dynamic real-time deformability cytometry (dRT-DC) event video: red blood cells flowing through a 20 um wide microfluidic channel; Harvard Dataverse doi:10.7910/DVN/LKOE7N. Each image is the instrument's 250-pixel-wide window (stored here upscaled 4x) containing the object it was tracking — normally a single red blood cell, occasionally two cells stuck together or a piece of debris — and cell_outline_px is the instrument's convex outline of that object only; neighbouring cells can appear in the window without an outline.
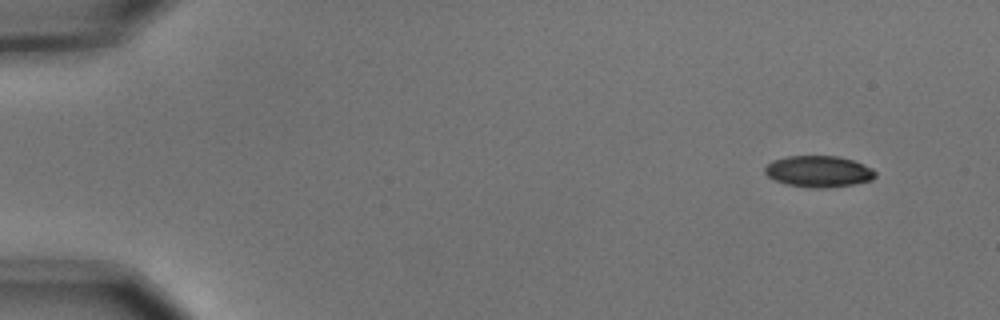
{"species": "common noctule bat (a hibernating species)", "species_latin": "Nyctalus noctula", "temperature_condition": "cold", "stored_images_in_passage": 9, "camera_frame_rate_fps": 3000, "um_per_image_px": 0.085, "animal": {"sex": "male", "body_mass_g": 15.6}, "frame": {"image": 1, "passage_image": 1, "time_ms": 0.0, "image_size_px": [1000, 320], "cell_outline_px": [[876, 176], [872, 180], [852, 184], [824, 188], [812, 188], [784, 184], [768, 176], [764, 172], [764, 168], [772, 160], [788, 156], [840, 156], [852, 160], [872, 168], [876, 172]], "centroid_in_image_um": [69.57, 14.57], "position_along_channel_um": 15.4, "area_um2": 20.17}}
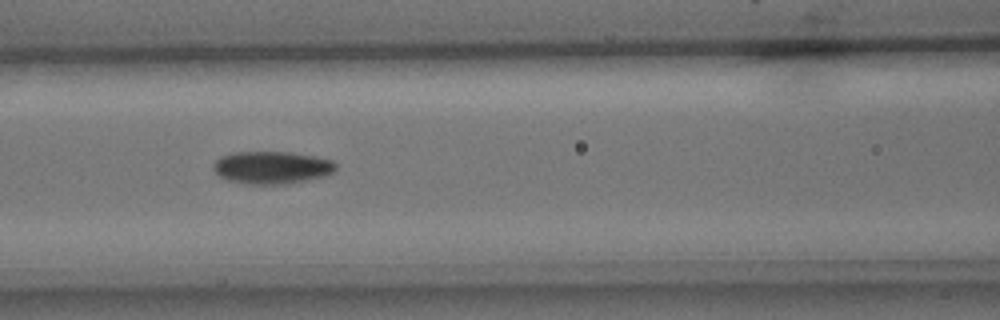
{"frame": {"image": 2, "passage_image": 6, "time_ms": 1.667, "image_size_px": [1000, 320], "cell_outline_px": [[336, 168], [332, 172], [324, 176], [308, 180], [288, 184], [244, 184], [228, 180], [220, 176], [212, 168], [212, 164], [220, 156], [232, 152], [292, 152], [316, 156], [332, 160], [336, 164]], "centroid_in_image_um": [23.09, 14.23], "position_along_channel_um": 143.5, "area_um2": 23.47}}
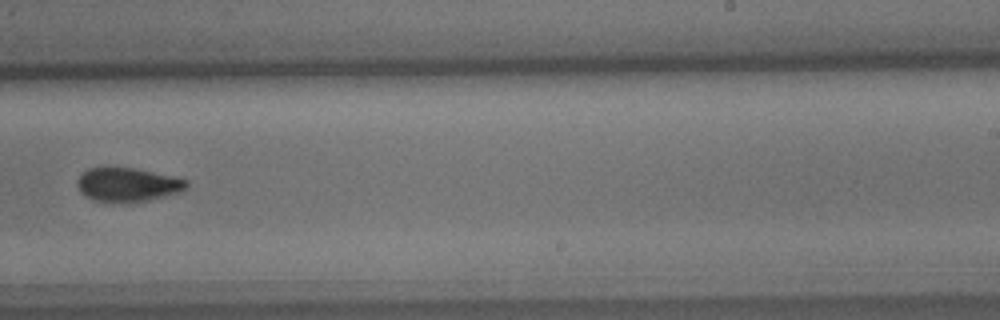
{"frame": {"image": 3, "passage_image": 9, "time_ms": 2.667, "image_size_px": [1000, 320], "cell_outline_px": [[188, 188], [184, 192], [148, 200], [128, 204], [104, 204], [92, 200], [80, 192], [76, 184], [76, 180], [88, 168], [104, 164], [132, 168], [152, 172], [188, 180]], "centroid_in_image_um": [10.79, 15.71], "position_along_channel_um": 278.2, "area_um2": 22.77}}